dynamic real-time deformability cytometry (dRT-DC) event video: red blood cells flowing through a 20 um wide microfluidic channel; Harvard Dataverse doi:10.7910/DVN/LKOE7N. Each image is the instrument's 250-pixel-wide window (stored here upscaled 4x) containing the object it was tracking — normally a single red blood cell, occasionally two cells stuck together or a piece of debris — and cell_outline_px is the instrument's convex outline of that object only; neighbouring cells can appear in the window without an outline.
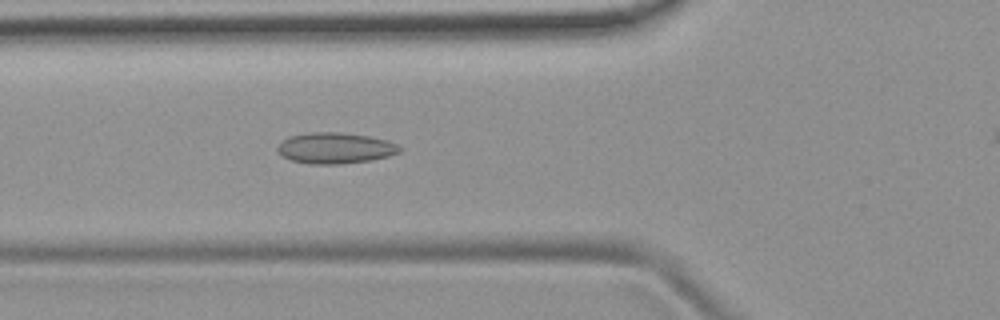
{"species": "common noctule bat (a hibernating species)", "species_latin": "Nyctalus noctula", "temperature_condition": "room temperature", "stored_images_in_passage": 22, "camera_frame_rate_fps": 3000, "um_per_image_px": 0.085, "animal": {"sex": "female", "body_mass_g": 19.9}, "frame": {"image": 1, "passage_image": 6, "time_ms": 1.667, "image_size_px": [1000, 320], "cell_outline_px": [[404, 148], [400, 152], [388, 156], [372, 160], [340, 164], [312, 164], [292, 160], [276, 152], [276, 148], [288, 136], [308, 132], [340, 132], [368, 136], [388, 140]], "centroid_in_image_um": [28.51, 12.58], "position_along_channel_um": 97.3, "area_um2": 22.14}}
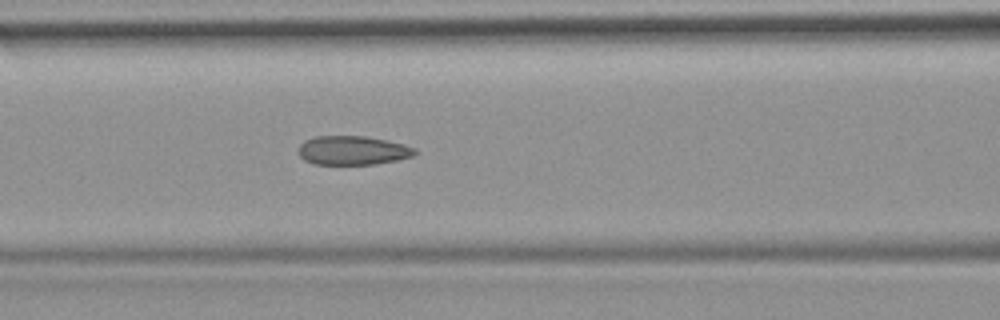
{"frame": {"image": 2, "passage_image": 9, "time_ms": 2.667, "image_size_px": [1000, 320], "cell_outline_px": [[416, 152], [412, 156], [396, 160], [376, 164], [312, 164], [304, 160], [300, 156], [300, 144], [304, 140], [316, 136], [364, 136], [404, 144], [416, 148]], "centroid_in_image_um": [29.96, 12.78], "position_along_channel_um": 136.6, "area_um2": 19.54}}
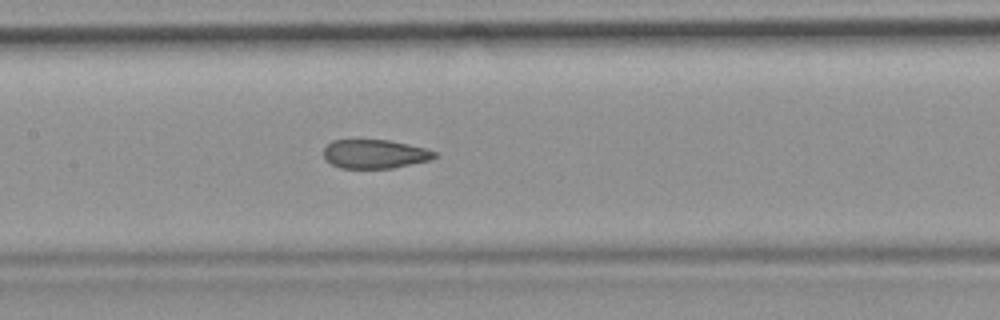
{"frame": {"image": 3, "passage_image": 12, "time_ms": 3.667, "image_size_px": [1000, 320], "cell_outline_px": [[440, 156], [432, 160], [392, 168], [340, 168], [324, 160], [324, 148], [332, 140], [388, 140], [408, 144], [424, 148], [436, 152]], "centroid_in_image_um": [31.88, 13.09], "position_along_channel_um": 175.5, "area_um2": 18.79}}